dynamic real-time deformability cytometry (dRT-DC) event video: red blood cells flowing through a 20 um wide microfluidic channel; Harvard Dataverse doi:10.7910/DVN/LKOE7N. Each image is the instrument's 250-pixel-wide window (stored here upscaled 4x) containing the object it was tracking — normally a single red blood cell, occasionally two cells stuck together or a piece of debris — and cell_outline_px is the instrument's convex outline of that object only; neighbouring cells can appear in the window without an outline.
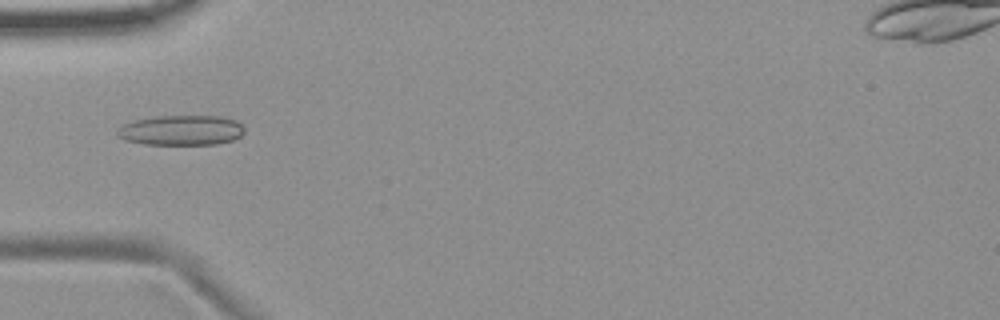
{"species": "common noctule bat (a hibernating species)", "species_latin": "Nyctalus noctula", "temperature_condition": "room temperature", "stored_images_in_passage": 4, "camera_frame_rate_fps": 3000, "um_per_image_px": 0.085, "animal": {"sex": "female", "body_mass_g": 19.9}, "frame": {"image": 1, "passage_image": 2, "time_ms": 1.333, "image_size_px": [1000, 320], "cell_outline_px": [[244, 132], [240, 136], [232, 140], [216, 144], [144, 144], [124, 140], [116, 136], [116, 128], [120, 124], [132, 120], [152, 116], [220, 116], [236, 120], [244, 128]], "centroid_in_image_um": [15.32, 11.06], "position_along_channel_um": 69.7, "area_um2": 22.6}}